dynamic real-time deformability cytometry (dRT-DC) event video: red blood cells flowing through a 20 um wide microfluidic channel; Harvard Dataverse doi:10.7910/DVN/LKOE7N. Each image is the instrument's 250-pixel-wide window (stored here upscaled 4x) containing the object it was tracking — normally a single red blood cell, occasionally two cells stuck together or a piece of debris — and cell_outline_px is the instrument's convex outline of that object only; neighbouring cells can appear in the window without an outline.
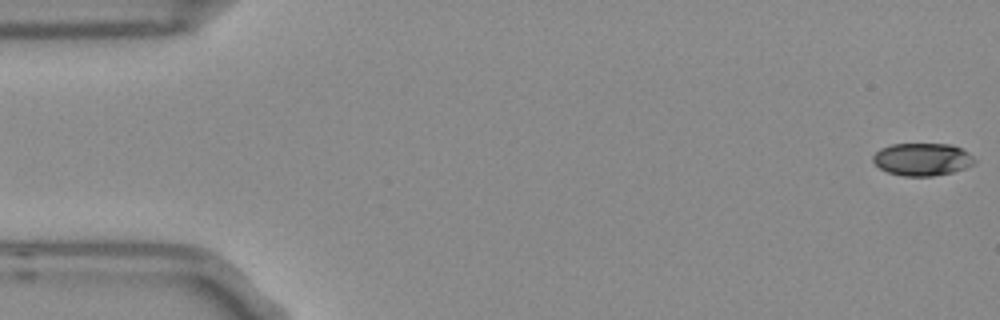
{"species": "Egyptian fruit bat (a non-hibernating species)", "species_latin": "Rousettus aegyptiacus", "temperature_condition": "room temperature", "stored_images_in_passage": 54, "camera_frame_rate_fps": 3000, "um_per_image_px": 0.085, "frame": {"image": 1, "passage_image": 1, "time_ms": 0.0, "image_size_px": [1000, 320], "cell_outline_px": [[976, 164], [952, 172], [932, 176], [904, 176], [888, 172], [880, 168], [872, 160], [872, 156], [880, 148], [892, 144], [952, 144], [968, 152], [976, 160]], "centroid_in_image_um": [78.4, 13.54], "position_along_channel_um": 6.6, "area_um2": 19.31}}
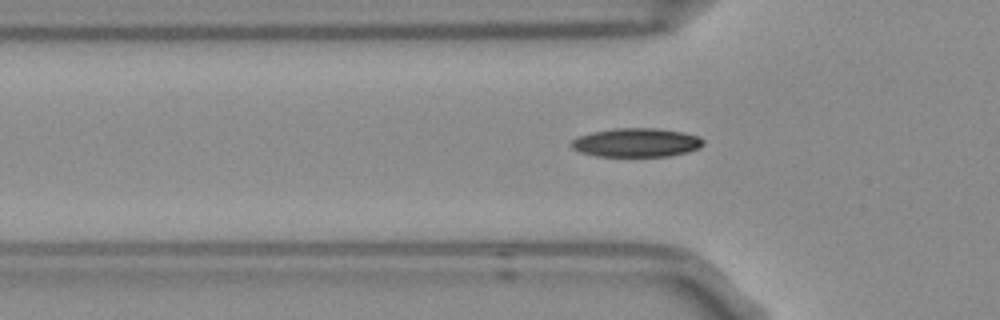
{"frame": {"image": 2, "passage_image": 17, "time_ms": 5.333, "image_size_px": [1000, 320], "cell_outline_px": [[704, 144], [700, 148], [688, 152], [668, 156], [596, 156], [580, 152], [572, 148], [568, 144], [572, 140], [580, 136], [592, 132], [616, 128], [656, 128], [684, 132], [700, 136], [704, 140]], "centroid_in_image_um": [54.12, 12.12], "position_along_channel_um": 71.7, "area_um2": 22.31}}
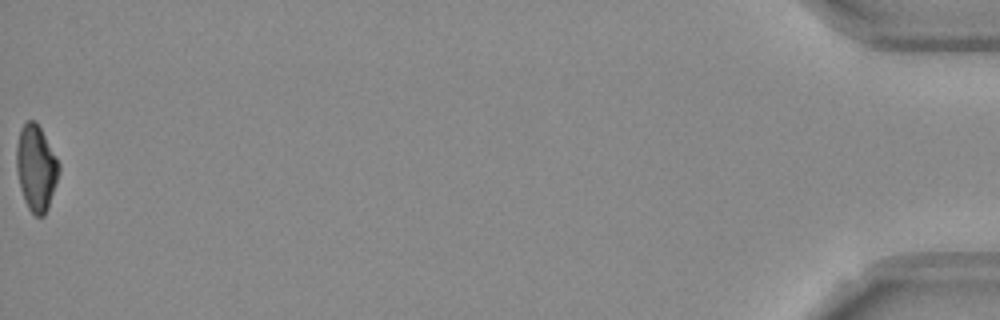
{"frame": {"image": 3, "passage_image": 54, "time_ms": 17.667, "image_size_px": [1000, 320], "cell_outline_px": [[60, 168], [56, 184], [48, 208], [44, 216], [36, 216], [28, 208], [24, 200], [20, 188], [16, 168], [16, 148], [20, 128], [28, 120], [32, 120], [40, 128], [56, 156], [60, 164]], "centroid_in_image_um": [3.06, 14.3], "position_along_channel_um": 432.1, "area_um2": 21.1}, "authors_computed_cell_mechanics": {"area_um2": 21.0392, "velocity_mm_per_s": 3.782, "shape_relaxation_time_tau1_ms": 4.8646, "shape_relaxation_time_tau2_ms": 4.7258, "deformation_change_tau1": 0.1666, "deformation_change_tau2": 0.0852}}